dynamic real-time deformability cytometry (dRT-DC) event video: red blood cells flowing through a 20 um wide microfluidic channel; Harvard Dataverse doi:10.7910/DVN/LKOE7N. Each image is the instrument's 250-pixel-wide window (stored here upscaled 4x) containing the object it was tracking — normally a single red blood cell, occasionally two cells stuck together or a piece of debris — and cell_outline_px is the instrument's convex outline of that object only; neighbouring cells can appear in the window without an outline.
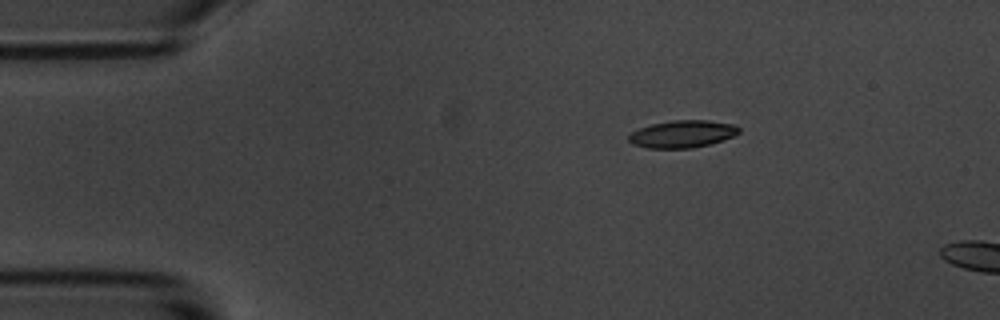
{"species": "common noctule bat (a hibernating species)", "species_latin": "Nyctalus noctula", "temperature_condition": "room temperature", "stored_images_in_passage": 2, "camera_frame_rate_fps": 3000, "um_per_image_px": 0.085, "animal": {"sex": "male", "body_mass_g": 20.1, "forearm_length_mm": 53.5}, "frame": {"image": 1, "passage_image": 1, "time_ms": 0.0, "image_size_px": [1000, 320], "cell_outline_px": [[740, 132], [724, 140], [712, 144], [692, 148], [648, 148], [632, 144], [628, 140], [628, 136], [632, 132], [640, 128], [652, 124], [672, 120], [708, 120], [736, 124], [740, 128]], "centroid_in_image_um": [58.04, 11.39], "position_along_channel_um": 27.0, "area_um2": 17.69}}